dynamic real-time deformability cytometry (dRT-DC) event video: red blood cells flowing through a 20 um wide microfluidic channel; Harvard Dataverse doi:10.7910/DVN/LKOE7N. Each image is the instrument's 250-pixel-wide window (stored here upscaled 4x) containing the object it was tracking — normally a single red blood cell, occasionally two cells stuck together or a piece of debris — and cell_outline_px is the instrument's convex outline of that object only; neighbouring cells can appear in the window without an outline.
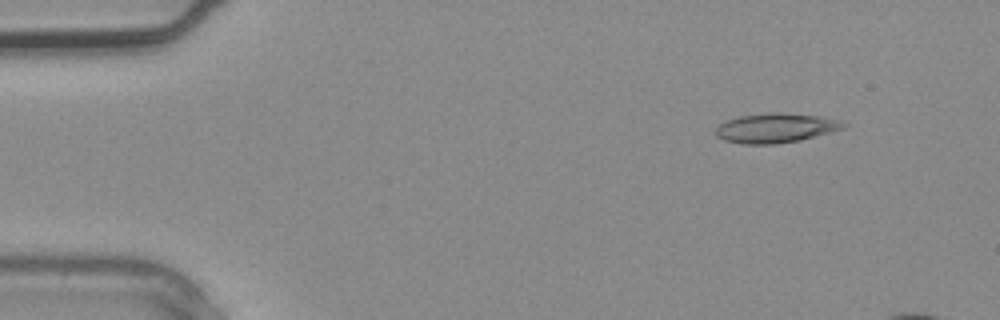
{"species": "common noctule bat (a hibernating species)", "species_latin": "Nyctalus noctula", "temperature_condition": "warm", "stored_images_in_passage": 5, "camera_frame_rate_fps": 3000, "um_per_image_px": 0.085, "animal": {"sex": "male", "body_mass_g": 20.4}, "frame": {"image": 1, "passage_image": 2, "time_ms": 0.333, "image_size_px": [1000, 320], "cell_outline_px": [[848, 124], [844, 128], [800, 140], [776, 144], [740, 144], [724, 140], [716, 136], [712, 132], [724, 120], [740, 116], [776, 112], [780, 112], [824, 116], [840, 120]], "centroid_in_image_um": [65.91, 10.88], "position_along_channel_um": 19.1, "area_um2": 22.2}}